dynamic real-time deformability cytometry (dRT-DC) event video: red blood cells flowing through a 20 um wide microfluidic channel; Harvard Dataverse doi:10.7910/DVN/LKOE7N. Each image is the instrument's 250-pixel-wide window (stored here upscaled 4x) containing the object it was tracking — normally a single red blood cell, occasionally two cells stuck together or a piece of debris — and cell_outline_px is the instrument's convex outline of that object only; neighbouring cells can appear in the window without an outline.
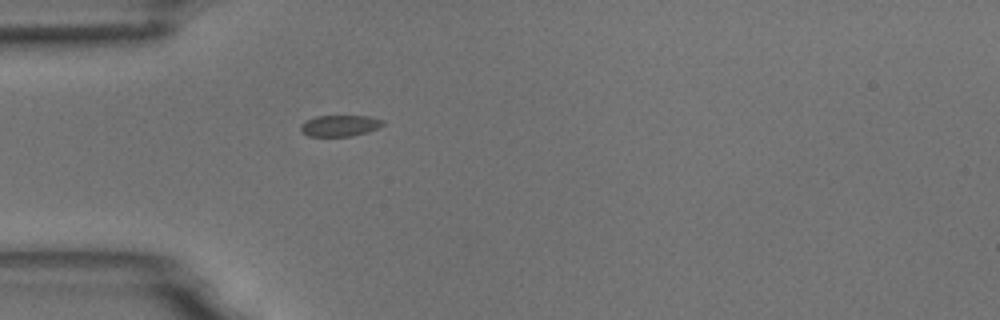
{"species": "common noctule bat (a hibernating species)", "species_latin": "Nyctalus noctula", "temperature_condition": "room temperature", "stored_images_in_passage": 30, "camera_frame_rate_fps": 3000, "um_per_image_px": 0.085, "animal": {"sex": "male", "body_mass_g": 18.8}, "frame": {"image": 1, "passage_image": 1, "time_ms": 0.0, "image_size_px": [1000, 320], "cell_outline_px": [[384, 124], [368, 132], [352, 136], [308, 136], [300, 132], [300, 124], [316, 116], [368, 116], [384, 120]], "centroid_in_image_um": [28.87, 10.69], "position_along_channel_um": 56.1, "area_um2": 10.17}}
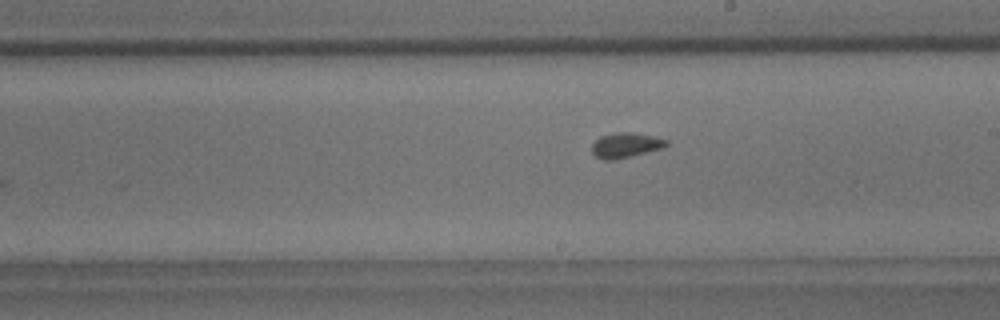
{"frame": {"image": 2, "passage_image": 16, "time_ms": 5.0, "image_size_px": [1000, 320], "cell_outline_px": [[668, 144], [664, 148], [616, 160], [604, 160], [596, 156], [592, 152], [592, 144], [600, 136], [616, 132], [632, 132], [652, 136], [668, 140]], "centroid_in_image_um": [53.19, 12.34], "position_along_channel_um": 235.8, "area_um2": 10.92}}
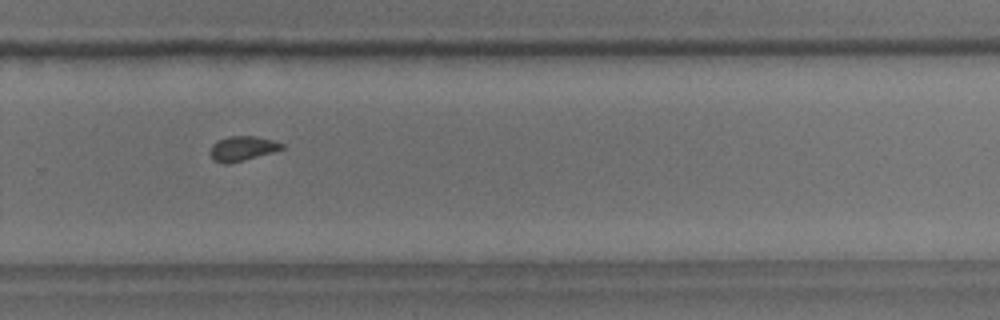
{"frame": {"image": 3, "passage_image": 22, "time_ms": 7.0, "image_size_px": [1000, 320], "cell_outline_px": [[284, 148], [272, 152], [244, 160], [228, 164], [224, 164], [212, 160], [208, 152], [212, 144], [216, 140], [228, 136], [256, 136], [272, 140], [284, 144]], "centroid_in_image_um": [20.53, 12.62], "position_along_channel_um": 309.3, "area_um2": 10.46}}